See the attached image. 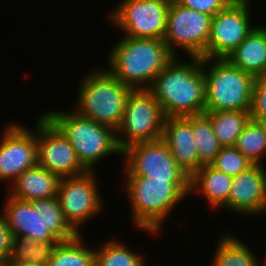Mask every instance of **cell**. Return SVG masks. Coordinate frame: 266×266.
Segmentation results:
<instances>
[{
	"instance_id": "cell-1",
	"label": "cell",
	"mask_w": 266,
	"mask_h": 266,
	"mask_svg": "<svg viewBox=\"0 0 266 266\" xmlns=\"http://www.w3.org/2000/svg\"><path fill=\"white\" fill-rule=\"evenodd\" d=\"M174 58L156 76L148 90L155 96L165 117H186L205 112L203 58L190 61Z\"/></svg>"
},
{
	"instance_id": "cell-2",
	"label": "cell",
	"mask_w": 266,
	"mask_h": 266,
	"mask_svg": "<svg viewBox=\"0 0 266 266\" xmlns=\"http://www.w3.org/2000/svg\"><path fill=\"white\" fill-rule=\"evenodd\" d=\"M124 180L133 226L161 237L158 232L170 218V212L190 194V182L147 176H126Z\"/></svg>"
},
{
	"instance_id": "cell-3",
	"label": "cell",
	"mask_w": 266,
	"mask_h": 266,
	"mask_svg": "<svg viewBox=\"0 0 266 266\" xmlns=\"http://www.w3.org/2000/svg\"><path fill=\"white\" fill-rule=\"evenodd\" d=\"M173 58L163 39L122 36L108 52L107 70L133 89H148Z\"/></svg>"
},
{
	"instance_id": "cell-4",
	"label": "cell",
	"mask_w": 266,
	"mask_h": 266,
	"mask_svg": "<svg viewBox=\"0 0 266 266\" xmlns=\"http://www.w3.org/2000/svg\"><path fill=\"white\" fill-rule=\"evenodd\" d=\"M13 236L23 235L35 241L72 239L78 233L67 222L57 197L24 201L8 195L2 207Z\"/></svg>"
},
{
	"instance_id": "cell-5",
	"label": "cell",
	"mask_w": 266,
	"mask_h": 266,
	"mask_svg": "<svg viewBox=\"0 0 266 266\" xmlns=\"http://www.w3.org/2000/svg\"><path fill=\"white\" fill-rule=\"evenodd\" d=\"M90 72V73H89ZM79 85L74 111L99 124L119 128L128 96L133 91L129 85L115 78L107 68L89 71Z\"/></svg>"
},
{
	"instance_id": "cell-6",
	"label": "cell",
	"mask_w": 266,
	"mask_h": 266,
	"mask_svg": "<svg viewBox=\"0 0 266 266\" xmlns=\"http://www.w3.org/2000/svg\"><path fill=\"white\" fill-rule=\"evenodd\" d=\"M68 112L54 109L43 114L68 139L79 162L87 171H94L96 164H99L97 162L105 156H122L114 129L83 117L74 110Z\"/></svg>"
},
{
	"instance_id": "cell-7",
	"label": "cell",
	"mask_w": 266,
	"mask_h": 266,
	"mask_svg": "<svg viewBox=\"0 0 266 266\" xmlns=\"http://www.w3.org/2000/svg\"><path fill=\"white\" fill-rule=\"evenodd\" d=\"M203 70L205 111H251L254 76L232 65L226 58H203Z\"/></svg>"
},
{
	"instance_id": "cell-8",
	"label": "cell",
	"mask_w": 266,
	"mask_h": 266,
	"mask_svg": "<svg viewBox=\"0 0 266 266\" xmlns=\"http://www.w3.org/2000/svg\"><path fill=\"white\" fill-rule=\"evenodd\" d=\"M165 116L155 96L148 89H133L128 96L125 113L116 130L121 151L141 142L162 138Z\"/></svg>"
},
{
	"instance_id": "cell-9",
	"label": "cell",
	"mask_w": 266,
	"mask_h": 266,
	"mask_svg": "<svg viewBox=\"0 0 266 266\" xmlns=\"http://www.w3.org/2000/svg\"><path fill=\"white\" fill-rule=\"evenodd\" d=\"M211 18L205 13L185 8L179 3H171L163 39L169 51L178 56L176 49H183L188 57L206 58Z\"/></svg>"
},
{
	"instance_id": "cell-10",
	"label": "cell",
	"mask_w": 266,
	"mask_h": 266,
	"mask_svg": "<svg viewBox=\"0 0 266 266\" xmlns=\"http://www.w3.org/2000/svg\"><path fill=\"white\" fill-rule=\"evenodd\" d=\"M169 5L164 0H121L109 18L124 37L164 39Z\"/></svg>"
},
{
	"instance_id": "cell-11",
	"label": "cell",
	"mask_w": 266,
	"mask_h": 266,
	"mask_svg": "<svg viewBox=\"0 0 266 266\" xmlns=\"http://www.w3.org/2000/svg\"><path fill=\"white\" fill-rule=\"evenodd\" d=\"M95 171L75 177L60 178L57 198L67 222L81 234V225L100 214L103 198L99 193Z\"/></svg>"
},
{
	"instance_id": "cell-12",
	"label": "cell",
	"mask_w": 266,
	"mask_h": 266,
	"mask_svg": "<svg viewBox=\"0 0 266 266\" xmlns=\"http://www.w3.org/2000/svg\"><path fill=\"white\" fill-rule=\"evenodd\" d=\"M125 176H147L168 179L169 182H190L188 174L179 166L167 144L159 139L141 142L122 151Z\"/></svg>"
},
{
	"instance_id": "cell-13",
	"label": "cell",
	"mask_w": 266,
	"mask_h": 266,
	"mask_svg": "<svg viewBox=\"0 0 266 266\" xmlns=\"http://www.w3.org/2000/svg\"><path fill=\"white\" fill-rule=\"evenodd\" d=\"M250 3L232 0L211 18L206 58H226L252 31Z\"/></svg>"
},
{
	"instance_id": "cell-14",
	"label": "cell",
	"mask_w": 266,
	"mask_h": 266,
	"mask_svg": "<svg viewBox=\"0 0 266 266\" xmlns=\"http://www.w3.org/2000/svg\"><path fill=\"white\" fill-rule=\"evenodd\" d=\"M38 117L36 119L38 165L60 178L85 174L87 170L79 162L68 139L44 114Z\"/></svg>"
},
{
	"instance_id": "cell-15",
	"label": "cell",
	"mask_w": 266,
	"mask_h": 266,
	"mask_svg": "<svg viewBox=\"0 0 266 266\" xmlns=\"http://www.w3.org/2000/svg\"><path fill=\"white\" fill-rule=\"evenodd\" d=\"M15 123L6 124L0 139V181L8 179L11 184L38 164L37 123L34 130Z\"/></svg>"
},
{
	"instance_id": "cell-16",
	"label": "cell",
	"mask_w": 266,
	"mask_h": 266,
	"mask_svg": "<svg viewBox=\"0 0 266 266\" xmlns=\"http://www.w3.org/2000/svg\"><path fill=\"white\" fill-rule=\"evenodd\" d=\"M228 210L244 216L266 213V169L263 164H254L248 170L233 176Z\"/></svg>"
},
{
	"instance_id": "cell-17",
	"label": "cell",
	"mask_w": 266,
	"mask_h": 266,
	"mask_svg": "<svg viewBox=\"0 0 266 266\" xmlns=\"http://www.w3.org/2000/svg\"><path fill=\"white\" fill-rule=\"evenodd\" d=\"M161 139L167 144L172 156L189 177L198 171L192 116L165 117Z\"/></svg>"
},
{
	"instance_id": "cell-18",
	"label": "cell",
	"mask_w": 266,
	"mask_h": 266,
	"mask_svg": "<svg viewBox=\"0 0 266 266\" xmlns=\"http://www.w3.org/2000/svg\"><path fill=\"white\" fill-rule=\"evenodd\" d=\"M59 181L60 177L57 174L37 164L25 170L12 184H9L7 195L30 202L57 197Z\"/></svg>"
},
{
	"instance_id": "cell-19",
	"label": "cell",
	"mask_w": 266,
	"mask_h": 266,
	"mask_svg": "<svg viewBox=\"0 0 266 266\" xmlns=\"http://www.w3.org/2000/svg\"><path fill=\"white\" fill-rule=\"evenodd\" d=\"M226 59L256 77L266 76V27L256 25Z\"/></svg>"
},
{
	"instance_id": "cell-20",
	"label": "cell",
	"mask_w": 266,
	"mask_h": 266,
	"mask_svg": "<svg viewBox=\"0 0 266 266\" xmlns=\"http://www.w3.org/2000/svg\"><path fill=\"white\" fill-rule=\"evenodd\" d=\"M232 180L233 176L206 164L190 177V193L202 195L210 205L209 208L228 209Z\"/></svg>"
},
{
	"instance_id": "cell-21",
	"label": "cell",
	"mask_w": 266,
	"mask_h": 266,
	"mask_svg": "<svg viewBox=\"0 0 266 266\" xmlns=\"http://www.w3.org/2000/svg\"><path fill=\"white\" fill-rule=\"evenodd\" d=\"M217 240L211 266H266V256L259 264L251 248L234 235L225 232Z\"/></svg>"
},
{
	"instance_id": "cell-22",
	"label": "cell",
	"mask_w": 266,
	"mask_h": 266,
	"mask_svg": "<svg viewBox=\"0 0 266 266\" xmlns=\"http://www.w3.org/2000/svg\"><path fill=\"white\" fill-rule=\"evenodd\" d=\"M251 111H205L210 119L214 134L222 147L234 146L237 138L251 119Z\"/></svg>"
},
{
	"instance_id": "cell-23",
	"label": "cell",
	"mask_w": 266,
	"mask_h": 266,
	"mask_svg": "<svg viewBox=\"0 0 266 266\" xmlns=\"http://www.w3.org/2000/svg\"><path fill=\"white\" fill-rule=\"evenodd\" d=\"M59 242L60 240L38 242L23 235H15L7 264L29 262L48 265Z\"/></svg>"
},
{
	"instance_id": "cell-24",
	"label": "cell",
	"mask_w": 266,
	"mask_h": 266,
	"mask_svg": "<svg viewBox=\"0 0 266 266\" xmlns=\"http://www.w3.org/2000/svg\"><path fill=\"white\" fill-rule=\"evenodd\" d=\"M82 234L60 241L48 266H95L94 250L85 246Z\"/></svg>"
},
{
	"instance_id": "cell-25",
	"label": "cell",
	"mask_w": 266,
	"mask_h": 266,
	"mask_svg": "<svg viewBox=\"0 0 266 266\" xmlns=\"http://www.w3.org/2000/svg\"><path fill=\"white\" fill-rule=\"evenodd\" d=\"M192 131L197 147L199 170L215 159L222 146L214 134L210 119L204 113L192 116Z\"/></svg>"
},
{
	"instance_id": "cell-26",
	"label": "cell",
	"mask_w": 266,
	"mask_h": 266,
	"mask_svg": "<svg viewBox=\"0 0 266 266\" xmlns=\"http://www.w3.org/2000/svg\"><path fill=\"white\" fill-rule=\"evenodd\" d=\"M99 248L94 250L95 266H147L142 253L132 251L117 239L105 241Z\"/></svg>"
},
{
	"instance_id": "cell-27",
	"label": "cell",
	"mask_w": 266,
	"mask_h": 266,
	"mask_svg": "<svg viewBox=\"0 0 266 266\" xmlns=\"http://www.w3.org/2000/svg\"><path fill=\"white\" fill-rule=\"evenodd\" d=\"M234 147L254 164H261L266 154V125L250 119Z\"/></svg>"
},
{
	"instance_id": "cell-28",
	"label": "cell",
	"mask_w": 266,
	"mask_h": 266,
	"mask_svg": "<svg viewBox=\"0 0 266 266\" xmlns=\"http://www.w3.org/2000/svg\"><path fill=\"white\" fill-rule=\"evenodd\" d=\"M210 165L223 173L236 176L254 165L234 146L221 147Z\"/></svg>"
},
{
	"instance_id": "cell-29",
	"label": "cell",
	"mask_w": 266,
	"mask_h": 266,
	"mask_svg": "<svg viewBox=\"0 0 266 266\" xmlns=\"http://www.w3.org/2000/svg\"><path fill=\"white\" fill-rule=\"evenodd\" d=\"M250 114L251 119L266 125V76L255 78Z\"/></svg>"
},
{
	"instance_id": "cell-30",
	"label": "cell",
	"mask_w": 266,
	"mask_h": 266,
	"mask_svg": "<svg viewBox=\"0 0 266 266\" xmlns=\"http://www.w3.org/2000/svg\"><path fill=\"white\" fill-rule=\"evenodd\" d=\"M232 0H178L185 8L205 13L211 17L223 10Z\"/></svg>"
},
{
	"instance_id": "cell-31",
	"label": "cell",
	"mask_w": 266,
	"mask_h": 266,
	"mask_svg": "<svg viewBox=\"0 0 266 266\" xmlns=\"http://www.w3.org/2000/svg\"><path fill=\"white\" fill-rule=\"evenodd\" d=\"M13 234L4 215L0 214V265H7L11 254Z\"/></svg>"
},
{
	"instance_id": "cell-32",
	"label": "cell",
	"mask_w": 266,
	"mask_h": 266,
	"mask_svg": "<svg viewBox=\"0 0 266 266\" xmlns=\"http://www.w3.org/2000/svg\"><path fill=\"white\" fill-rule=\"evenodd\" d=\"M7 266H48V265L26 262V263H20V264H7Z\"/></svg>"
},
{
	"instance_id": "cell-33",
	"label": "cell",
	"mask_w": 266,
	"mask_h": 266,
	"mask_svg": "<svg viewBox=\"0 0 266 266\" xmlns=\"http://www.w3.org/2000/svg\"><path fill=\"white\" fill-rule=\"evenodd\" d=\"M164 1L168 2L169 4L178 2V0H164Z\"/></svg>"
}]
</instances>
